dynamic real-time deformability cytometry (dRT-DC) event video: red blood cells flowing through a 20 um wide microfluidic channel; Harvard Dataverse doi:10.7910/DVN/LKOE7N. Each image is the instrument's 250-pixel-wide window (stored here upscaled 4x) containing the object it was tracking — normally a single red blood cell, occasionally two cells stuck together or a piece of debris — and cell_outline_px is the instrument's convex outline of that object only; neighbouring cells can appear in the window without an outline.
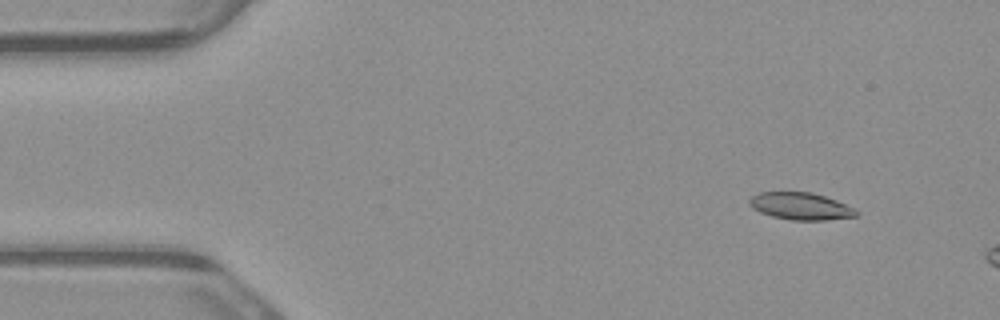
{"species": "common noctule bat (a hibernating species)", "species_latin": "Nyctalus noctula", "temperature_condition": "warm", "stored_images_in_passage": 4, "camera_frame_rate_fps": 3000, "um_per_image_px": 0.085, "animal": {"sex": "male", "body_mass_g": 23.1, "forearm_length_mm": 52.7}, "frame": {"image": 1, "passage_image": 2, "time_ms": 0.333, "image_size_px": [1000, 320], "cell_outline_px": [[860, 212], [856, 216], [824, 220], [792, 220], [772, 216], [760, 212], [752, 208], [748, 204], [748, 200], [752, 196], [760, 192], [812, 192], [836, 200]], "centroid_in_image_um": [68.02, 17.52], "position_along_channel_um": 17.0, "area_um2": 16.82}}